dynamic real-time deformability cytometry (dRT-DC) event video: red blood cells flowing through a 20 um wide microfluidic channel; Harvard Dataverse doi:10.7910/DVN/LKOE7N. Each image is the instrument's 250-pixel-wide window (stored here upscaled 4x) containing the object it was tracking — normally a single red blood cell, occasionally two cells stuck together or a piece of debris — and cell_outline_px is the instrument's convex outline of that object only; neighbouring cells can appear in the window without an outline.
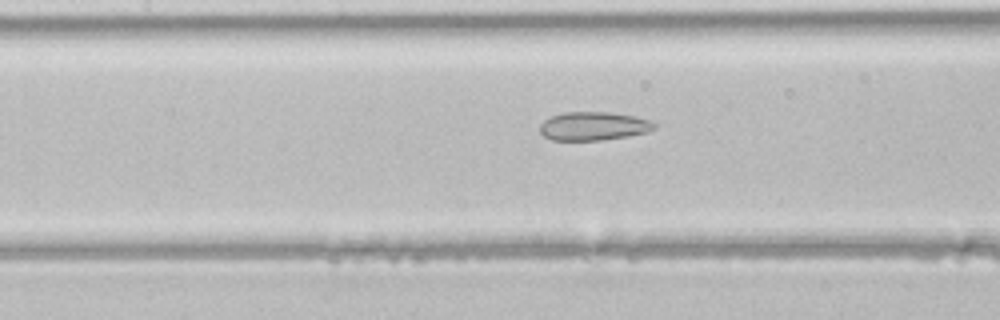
{"species": "common noctule bat (a hibernating species)", "species_latin": "Nyctalus noctula", "temperature_condition": "room temperature", "stored_images_in_passage": 13, "camera_frame_rate_fps": 3000, "um_per_image_px": 0.085, "animal": {"sex": "male", "body_mass_g": 21.5, "forearm_length_mm": 52.0}, "frame": {"image": 1, "passage_image": 11, "time_ms": 3.333, "image_size_px": [1000, 320], "cell_outline_px": [[656, 128], [648, 132], [628, 136], [600, 140], [552, 140], [544, 136], [540, 132], [540, 124], [544, 120], [552, 116], [564, 112], [608, 112], [632, 116], [648, 120], [656, 124]], "centroid_in_image_um": [50.43, 10.72], "position_along_channel_um": 157.0, "area_um2": 18.9}}